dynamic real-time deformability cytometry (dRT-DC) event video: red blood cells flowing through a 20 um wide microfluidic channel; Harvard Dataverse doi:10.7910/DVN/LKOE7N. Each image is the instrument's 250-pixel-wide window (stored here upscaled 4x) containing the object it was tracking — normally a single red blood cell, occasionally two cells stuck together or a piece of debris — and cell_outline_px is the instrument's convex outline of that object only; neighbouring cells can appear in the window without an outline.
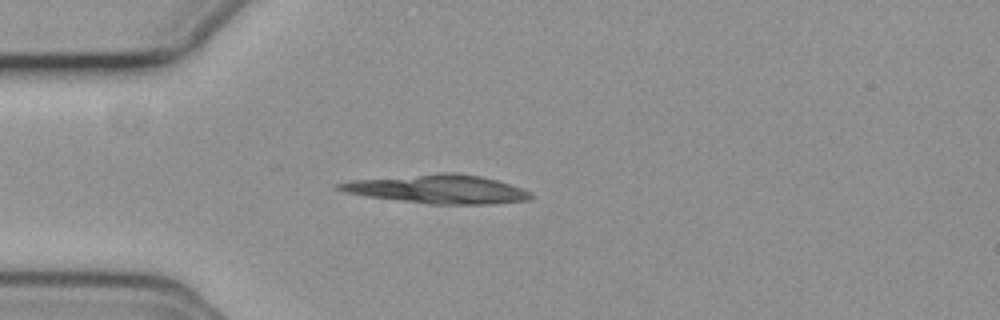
{"species": "common noctule bat (a hibernating species)", "species_latin": "Nyctalus noctula", "temperature_condition": "cold", "stored_images_in_passage": 12, "camera_frame_rate_fps": 3000, "um_per_image_px": 0.085, "animal": {"sex": "female", "body_mass_g": 19.3, "forearm_length_mm": 54.1}, "frame": {"image": 1, "passage_image": 1, "time_ms": 0.0, "image_size_px": [1000, 320], "cell_outline_px": [[532, 196], [528, 200], [492, 204], [432, 204], [368, 196], [344, 192], [336, 188], [336, 184], [352, 180], [440, 172], [456, 172], [480, 176], [512, 184], [532, 192]], "centroid_in_image_um": [37.25, 16.06], "position_along_channel_um": 47.7, "area_um2": 32.02}}